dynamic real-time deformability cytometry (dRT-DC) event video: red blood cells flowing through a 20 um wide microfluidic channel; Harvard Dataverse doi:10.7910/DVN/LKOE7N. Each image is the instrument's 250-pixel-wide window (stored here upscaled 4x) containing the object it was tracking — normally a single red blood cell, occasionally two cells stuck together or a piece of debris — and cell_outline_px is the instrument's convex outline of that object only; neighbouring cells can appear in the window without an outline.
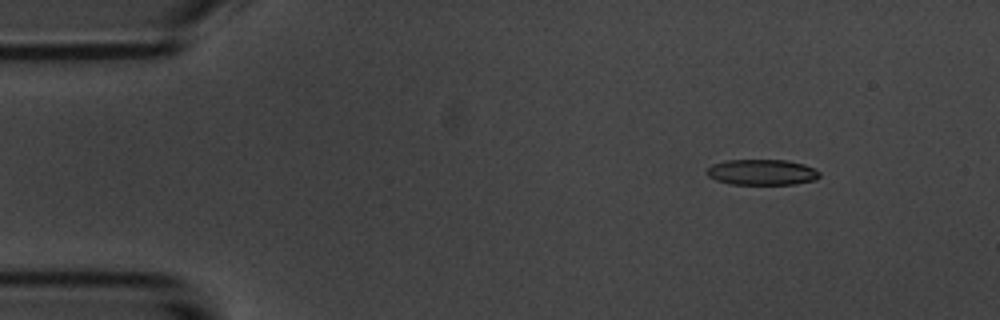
{"species": "common noctule bat (a hibernating species)", "species_latin": "Nyctalus noctula", "temperature_condition": "room temperature", "stored_images_in_passage": 54, "camera_frame_rate_fps": 3000, "um_per_image_px": 0.085, "animal": {"sex": "male", "body_mass_g": 20.1, "forearm_length_mm": 53.5}, "frame": {"image": 1, "passage_image": 7, "time_ms": 2.0, "image_size_px": [1000, 320], "cell_outline_px": [[820, 176], [816, 180], [796, 184], [732, 184], [716, 180], [708, 176], [704, 172], [712, 164], [728, 160], [788, 160], [804, 164], [820, 172]], "centroid_in_image_um": [64.77, 14.64], "position_along_channel_um": 20.2, "area_um2": 16.94}}
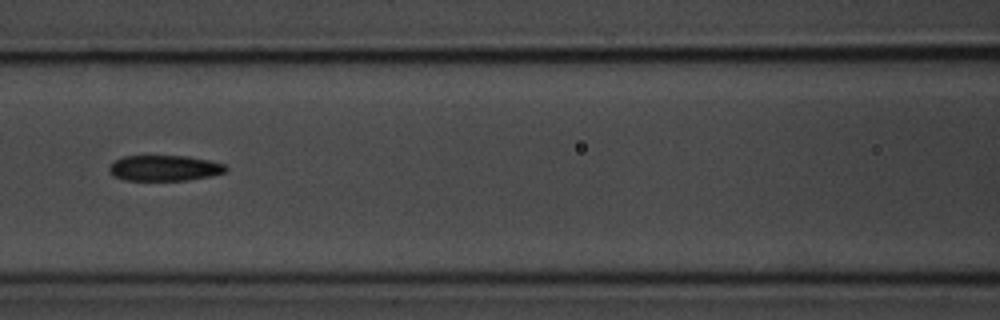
{"frame": {"image": 2, "passage_image": 24, "time_ms": 7.667, "image_size_px": [1000, 320], "cell_outline_px": [[228, 168], [224, 172], [212, 176], [188, 180], [124, 180], [112, 176], [108, 168], [116, 160], [124, 156], [188, 156], [208, 160], [224, 164]], "centroid_in_image_um": [13.98, 14.29], "position_along_channel_um": 152.6, "area_um2": 17.4}}
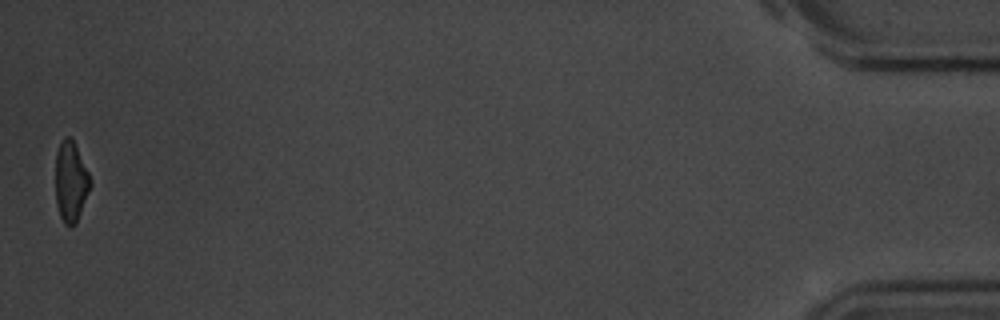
{"frame": {"image": 3, "passage_image": 54, "time_ms": 17.667, "image_size_px": [1000, 320], "cell_outline_px": [[92, 184], [76, 224], [72, 228], [68, 228], [64, 224], [60, 216], [56, 204], [56, 152], [64, 136], [72, 136], [92, 180]], "centroid_in_image_um": [6.03, 15.46], "position_along_channel_um": 429.2, "area_um2": 16.65}, "authors_computed_cell_mechanics": {"area_um2": 17.8313, "velocity_mm_per_s": 3.7178, "shape_relaxation_time_tau1_ms": 2.9327, "shape_relaxation_time_tau2_ms": 5.4206, "deformation_change_tau1": 0.1646, "deformation_change_tau2": 0.1485}}